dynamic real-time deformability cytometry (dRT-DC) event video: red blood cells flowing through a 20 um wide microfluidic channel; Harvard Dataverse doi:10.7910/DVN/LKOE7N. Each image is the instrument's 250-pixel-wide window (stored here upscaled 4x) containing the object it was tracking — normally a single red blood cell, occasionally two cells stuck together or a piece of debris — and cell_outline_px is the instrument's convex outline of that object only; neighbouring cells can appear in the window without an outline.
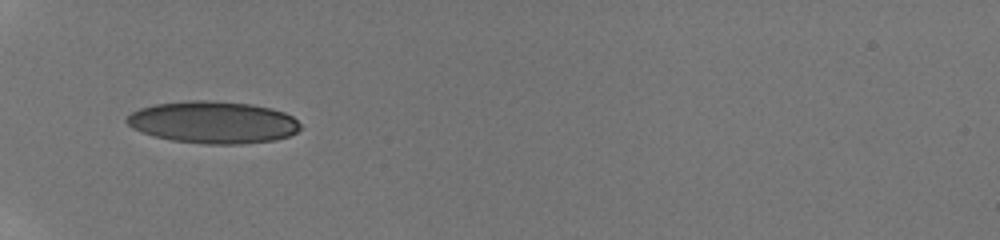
{"species": "human", "species_latin": "Homo sapiens", "temperature_condition": "room temperature", "stored_images_in_passage": 14, "camera_frame_rate_fps": 3000, "um_per_image_px": 0.085, "donor": {"sex": "male"}, "frame": {"image": 1, "passage_image": 12, "time_ms": 5.667, "image_size_px": [1000, 240], "cell_outline_px": [[300, 128], [296, 132], [288, 136], [276, 140], [240, 144], [204, 144], [172, 140], [152, 136], [140, 132], [132, 128], [124, 120], [132, 112], [140, 108], [156, 104], [188, 100], [212, 100], [252, 104], [272, 108], [284, 112], [292, 116], [300, 124]], "centroid_in_image_um": [18.1, 10.39], "position_along_channel_um": 66.9, "area_um2": 42.83}}